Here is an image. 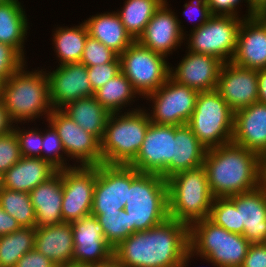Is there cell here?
<instances>
[{"mask_svg": "<svg viewBox=\"0 0 266 267\" xmlns=\"http://www.w3.org/2000/svg\"><path fill=\"white\" fill-rule=\"evenodd\" d=\"M47 125L48 129L45 128V130H43L41 158L48 161L58 171L74 167V163H72V166L69 164L70 160L65 157L66 153L58 132L49 122Z\"/></svg>", "mask_w": 266, "mask_h": 267, "instance_id": "37", "label": "cell"}, {"mask_svg": "<svg viewBox=\"0 0 266 267\" xmlns=\"http://www.w3.org/2000/svg\"><path fill=\"white\" fill-rule=\"evenodd\" d=\"M3 84H4V81L0 78V100L2 97Z\"/></svg>", "mask_w": 266, "mask_h": 267, "instance_id": "55", "label": "cell"}, {"mask_svg": "<svg viewBox=\"0 0 266 267\" xmlns=\"http://www.w3.org/2000/svg\"><path fill=\"white\" fill-rule=\"evenodd\" d=\"M198 91L175 81L171 76L156 91L143 99L150 107H143L152 123L181 126L189 122L195 109ZM152 107V108H151ZM147 108V109H146ZM150 110V111H148Z\"/></svg>", "mask_w": 266, "mask_h": 267, "instance_id": "11", "label": "cell"}, {"mask_svg": "<svg viewBox=\"0 0 266 267\" xmlns=\"http://www.w3.org/2000/svg\"><path fill=\"white\" fill-rule=\"evenodd\" d=\"M21 227L16 221V219L10 214L6 213L4 209L0 206V236L7 235Z\"/></svg>", "mask_w": 266, "mask_h": 267, "instance_id": "48", "label": "cell"}, {"mask_svg": "<svg viewBox=\"0 0 266 267\" xmlns=\"http://www.w3.org/2000/svg\"><path fill=\"white\" fill-rule=\"evenodd\" d=\"M19 142L16 133L0 135V173L4 174L21 158Z\"/></svg>", "mask_w": 266, "mask_h": 267, "instance_id": "41", "label": "cell"}, {"mask_svg": "<svg viewBox=\"0 0 266 267\" xmlns=\"http://www.w3.org/2000/svg\"><path fill=\"white\" fill-rule=\"evenodd\" d=\"M35 227L0 236V267H16L17 261L34 248Z\"/></svg>", "mask_w": 266, "mask_h": 267, "instance_id": "34", "label": "cell"}, {"mask_svg": "<svg viewBox=\"0 0 266 267\" xmlns=\"http://www.w3.org/2000/svg\"><path fill=\"white\" fill-rule=\"evenodd\" d=\"M57 171L54 166L42 158L22 156L3 174L4 188L29 193Z\"/></svg>", "mask_w": 266, "mask_h": 267, "instance_id": "26", "label": "cell"}, {"mask_svg": "<svg viewBox=\"0 0 266 267\" xmlns=\"http://www.w3.org/2000/svg\"><path fill=\"white\" fill-rule=\"evenodd\" d=\"M87 71L92 89L95 92L97 89L101 88L108 80L121 72L120 58L118 57L114 62L87 67Z\"/></svg>", "mask_w": 266, "mask_h": 267, "instance_id": "44", "label": "cell"}, {"mask_svg": "<svg viewBox=\"0 0 266 267\" xmlns=\"http://www.w3.org/2000/svg\"><path fill=\"white\" fill-rule=\"evenodd\" d=\"M209 264H211V266H214V267H219L218 265H215L213 263H209Z\"/></svg>", "mask_w": 266, "mask_h": 267, "instance_id": "57", "label": "cell"}, {"mask_svg": "<svg viewBox=\"0 0 266 267\" xmlns=\"http://www.w3.org/2000/svg\"><path fill=\"white\" fill-rule=\"evenodd\" d=\"M203 167L214 197H230L260 186L261 156L232 142L208 149Z\"/></svg>", "mask_w": 266, "mask_h": 267, "instance_id": "2", "label": "cell"}, {"mask_svg": "<svg viewBox=\"0 0 266 267\" xmlns=\"http://www.w3.org/2000/svg\"><path fill=\"white\" fill-rule=\"evenodd\" d=\"M250 3L257 14L266 15V0H250Z\"/></svg>", "mask_w": 266, "mask_h": 267, "instance_id": "51", "label": "cell"}, {"mask_svg": "<svg viewBox=\"0 0 266 267\" xmlns=\"http://www.w3.org/2000/svg\"><path fill=\"white\" fill-rule=\"evenodd\" d=\"M25 63L27 59L14 47L0 42V78L4 82Z\"/></svg>", "mask_w": 266, "mask_h": 267, "instance_id": "42", "label": "cell"}, {"mask_svg": "<svg viewBox=\"0 0 266 267\" xmlns=\"http://www.w3.org/2000/svg\"><path fill=\"white\" fill-rule=\"evenodd\" d=\"M0 206L16 219L20 227H35V211L29 193L3 188Z\"/></svg>", "mask_w": 266, "mask_h": 267, "instance_id": "35", "label": "cell"}, {"mask_svg": "<svg viewBox=\"0 0 266 267\" xmlns=\"http://www.w3.org/2000/svg\"><path fill=\"white\" fill-rule=\"evenodd\" d=\"M206 151L187 124L175 126L171 176L180 171L203 166Z\"/></svg>", "mask_w": 266, "mask_h": 267, "instance_id": "29", "label": "cell"}, {"mask_svg": "<svg viewBox=\"0 0 266 267\" xmlns=\"http://www.w3.org/2000/svg\"><path fill=\"white\" fill-rule=\"evenodd\" d=\"M190 252L219 267H241L250 242L204 218L189 227Z\"/></svg>", "mask_w": 266, "mask_h": 267, "instance_id": "7", "label": "cell"}, {"mask_svg": "<svg viewBox=\"0 0 266 267\" xmlns=\"http://www.w3.org/2000/svg\"><path fill=\"white\" fill-rule=\"evenodd\" d=\"M23 7L19 0L0 4V42L14 47L25 58V41L31 28Z\"/></svg>", "mask_w": 266, "mask_h": 267, "instance_id": "28", "label": "cell"}, {"mask_svg": "<svg viewBox=\"0 0 266 267\" xmlns=\"http://www.w3.org/2000/svg\"><path fill=\"white\" fill-rule=\"evenodd\" d=\"M119 55L90 35L86 38L80 63L87 67L114 62Z\"/></svg>", "mask_w": 266, "mask_h": 267, "instance_id": "39", "label": "cell"}, {"mask_svg": "<svg viewBox=\"0 0 266 267\" xmlns=\"http://www.w3.org/2000/svg\"><path fill=\"white\" fill-rule=\"evenodd\" d=\"M26 66L4 82L1 101L14 124L33 123L40 117L47 122L53 111L48 76L44 69L29 71Z\"/></svg>", "mask_w": 266, "mask_h": 267, "instance_id": "3", "label": "cell"}, {"mask_svg": "<svg viewBox=\"0 0 266 267\" xmlns=\"http://www.w3.org/2000/svg\"><path fill=\"white\" fill-rule=\"evenodd\" d=\"M34 248L58 267L72 264L74 242L71 223L35 227Z\"/></svg>", "mask_w": 266, "mask_h": 267, "instance_id": "25", "label": "cell"}, {"mask_svg": "<svg viewBox=\"0 0 266 267\" xmlns=\"http://www.w3.org/2000/svg\"><path fill=\"white\" fill-rule=\"evenodd\" d=\"M19 126H22L21 123L20 125L14 124L13 131L17 135L21 156L41 158L43 130L41 131L38 127L24 129L26 127Z\"/></svg>", "mask_w": 266, "mask_h": 267, "instance_id": "40", "label": "cell"}, {"mask_svg": "<svg viewBox=\"0 0 266 267\" xmlns=\"http://www.w3.org/2000/svg\"><path fill=\"white\" fill-rule=\"evenodd\" d=\"M150 124L143 107L130 112L111 113L101 140L102 164L129 165L140 151Z\"/></svg>", "mask_w": 266, "mask_h": 267, "instance_id": "6", "label": "cell"}, {"mask_svg": "<svg viewBox=\"0 0 266 267\" xmlns=\"http://www.w3.org/2000/svg\"><path fill=\"white\" fill-rule=\"evenodd\" d=\"M63 169L29 192L35 211V227H46L63 223Z\"/></svg>", "mask_w": 266, "mask_h": 267, "instance_id": "24", "label": "cell"}, {"mask_svg": "<svg viewBox=\"0 0 266 267\" xmlns=\"http://www.w3.org/2000/svg\"><path fill=\"white\" fill-rule=\"evenodd\" d=\"M187 125L208 150L232 142L234 111L215 90L199 92Z\"/></svg>", "mask_w": 266, "mask_h": 267, "instance_id": "8", "label": "cell"}, {"mask_svg": "<svg viewBox=\"0 0 266 267\" xmlns=\"http://www.w3.org/2000/svg\"><path fill=\"white\" fill-rule=\"evenodd\" d=\"M208 218L229 232L244 233V226H240L239 211L228 197L214 198Z\"/></svg>", "mask_w": 266, "mask_h": 267, "instance_id": "36", "label": "cell"}, {"mask_svg": "<svg viewBox=\"0 0 266 267\" xmlns=\"http://www.w3.org/2000/svg\"><path fill=\"white\" fill-rule=\"evenodd\" d=\"M125 267H187L190 252L189 226L168 218L145 231H137L113 249Z\"/></svg>", "mask_w": 266, "mask_h": 267, "instance_id": "1", "label": "cell"}, {"mask_svg": "<svg viewBox=\"0 0 266 267\" xmlns=\"http://www.w3.org/2000/svg\"><path fill=\"white\" fill-rule=\"evenodd\" d=\"M257 70L223 63L216 90L235 112L258 102Z\"/></svg>", "mask_w": 266, "mask_h": 267, "instance_id": "19", "label": "cell"}, {"mask_svg": "<svg viewBox=\"0 0 266 267\" xmlns=\"http://www.w3.org/2000/svg\"><path fill=\"white\" fill-rule=\"evenodd\" d=\"M241 267H266V243L250 244Z\"/></svg>", "mask_w": 266, "mask_h": 267, "instance_id": "46", "label": "cell"}, {"mask_svg": "<svg viewBox=\"0 0 266 267\" xmlns=\"http://www.w3.org/2000/svg\"><path fill=\"white\" fill-rule=\"evenodd\" d=\"M45 72L48 76L50 101L53 109H62L80 98L94 96L87 66L82 63L57 65Z\"/></svg>", "mask_w": 266, "mask_h": 267, "instance_id": "18", "label": "cell"}, {"mask_svg": "<svg viewBox=\"0 0 266 267\" xmlns=\"http://www.w3.org/2000/svg\"><path fill=\"white\" fill-rule=\"evenodd\" d=\"M47 122L58 132L66 157L71 161L73 159L75 166H98L102 164L101 142L94 135L78 126L61 109H53Z\"/></svg>", "mask_w": 266, "mask_h": 267, "instance_id": "12", "label": "cell"}, {"mask_svg": "<svg viewBox=\"0 0 266 267\" xmlns=\"http://www.w3.org/2000/svg\"><path fill=\"white\" fill-rule=\"evenodd\" d=\"M64 267H91V266H82V265H74V264H70V265H66Z\"/></svg>", "mask_w": 266, "mask_h": 267, "instance_id": "56", "label": "cell"}, {"mask_svg": "<svg viewBox=\"0 0 266 267\" xmlns=\"http://www.w3.org/2000/svg\"><path fill=\"white\" fill-rule=\"evenodd\" d=\"M129 165L97 166L91 215L120 214L128 200Z\"/></svg>", "mask_w": 266, "mask_h": 267, "instance_id": "15", "label": "cell"}, {"mask_svg": "<svg viewBox=\"0 0 266 267\" xmlns=\"http://www.w3.org/2000/svg\"><path fill=\"white\" fill-rule=\"evenodd\" d=\"M6 1H8V0H0V4H1V3H4V2H6Z\"/></svg>", "mask_w": 266, "mask_h": 267, "instance_id": "58", "label": "cell"}, {"mask_svg": "<svg viewBox=\"0 0 266 267\" xmlns=\"http://www.w3.org/2000/svg\"><path fill=\"white\" fill-rule=\"evenodd\" d=\"M166 0H125L123 6L116 10L126 31L137 39L144 33L146 25L154 13Z\"/></svg>", "mask_w": 266, "mask_h": 267, "instance_id": "33", "label": "cell"}, {"mask_svg": "<svg viewBox=\"0 0 266 267\" xmlns=\"http://www.w3.org/2000/svg\"><path fill=\"white\" fill-rule=\"evenodd\" d=\"M61 110L101 142L111 113L94 96L75 100Z\"/></svg>", "mask_w": 266, "mask_h": 267, "instance_id": "30", "label": "cell"}, {"mask_svg": "<svg viewBox=\"0 0 266 267\" xmlns=\"http://www.w3.org/2000/svg\"><path fill=\"white\" fill-rule=\"evenodd\" d=\"M103 228L107 243L114 249L132 233L129 231L128 213L121 210L120 214L93 215Z\"/></svg>", "mask_w": 266, "mask_h": 267, "instance_id": "38", "label": "cell"}, {"mask_svg": "<svg viewBox=\"0 0 266 267\" xmlns=\"http://www.w3.org/2000/svg\"><path fill=\"white\" fill-rule=\"evenodd\" d=\"M208 5L210 8V11L212 15H229V16H234V17H253L258 15L251 7L250 0H207ZM247 3L244 4L246 6V13L245 15L239 14L242 9L241 3ZM240 5V7H239ZM239 8V9H238Z\"/></svg>", "mask_w": 266, "mask_h": 267, "instance_id": "43", "label": "cell"}, {"mask_svg": "<svg viewBox=\"0 0 266 267\" xmlns=\"http://www.w3.org/2000/svg\"><path fill=\"white\" fill-rule=\"evenodd\" d=\"M91 267H125V266L113 256L109 261Z\"/></svg>", "mask_w": 266, "mask_h": 267, "instance_id": "53", "label": "cell"}, {"mask_svg": "<svg viewBox=\"0 0 266 267\" xmlns=\"http://www.w3.org/2000/svg\"><path fill=\"white\" fill-rule=\"evenodd\" d=\"M16 267H58L56 264L33 248L28 253H25L16 264Z\"/></svg>", "mask_w": 266, "mask_h": 267, "instance_id": "47", "label": "cell"}, {"mask_svg": "<svg viewBox=\"0 0 266 267\" xmlns=\"http://www.w3.org/2000/svg\"><path fill=\"white\" fill-rule=\"evenodd\" d=\"M4 188L3 174L0 173V191Z\"/></svg>", "mask_w": 266, "mask_h": 267, "instance_id": "54", "label": "cell"}, {"mask_svg": "<svg viewBox=\"0 0 266 267\" xmlns=\"http://www.w3.org/2000/svg\"><path fill=\"white\" fill-rule=\"evenodd\" d=\"M185 52L177 67H170V76L198 92L215 90L223 62L215 56Z\"/></svg>", "mask_w": 266, "mask_h": 267, "instance_id": "21", "label": "cell"}, {"mask_svg": "<svg viewBox=\"0 0 266 267\" xmlns=\"http://www.w3.org/2000/svg\"><path fill=\"white\" fill-rule=\"evenodd\" d=\"M260 186L266 190V153L261 155Z\"/></svg>", "mask_w": 266, "mask_h": 267, "instance_id": "52", "label": "cell"}, {"mask_svg": "<svg viewBox=\"0 0 266 267\" xmlns=\"http://www.w3.org/2000/svg\"><path fill=\"white\" fill-rule=\"evenodd\" d=\"M129 231H145L169 218L167 180L159 174L140 173L130 167V188L124 206Z\"/></svg>", "mask_w": 266, "mask_h": 267, "instance_id": "4", "label": "cell"}, {"mask_svg": "<svg viewBox=\"0 0 266 267\" xmlns=\"http://www.w3.org/2000/svg\"><path fill=\"white\" fill-rule=\"evenodd\" d=\"M167 0L154 13L137 41L146 48L168 58L184 43L186 30ZM170 7V8H169Z\"/></svg>", "mask_w": 266, "mask_h": 267, "instance_id": "16", "label": "cell"}, {"mask_svg": "<svg viewBox=\"0 0 266 267\" xmlns=\"http://www.w3.org/2000/svg\"><path fill=\"white\" fill-rule=\"evenodd\" d=\"M175 126L152 123L145 134L140 151L129 164L140 173L159 174L164 179L171 176Z\"/></svg>", "mask_w": 266, "mask_h": 267, "instance_id": "14", "label": "cell"}, {"mask_svg": "<svg viewBox=\"0 0 266 267\" xmlns=\"http://www.w3.org/2000/svg\"><path fill=\"white\" fill-rule=\"evenodd\" d=\"M52 44L58 65L80 63L89 35L85 22L73 27L56 26L52 30Z\"/></svg>", "mask_w": 266, "mask_h": 267, "instance_id": "31", "label": "cell"}, {"mask_svg": "<svg viewBox=\"0 0 266 267\" xmlns=\"http://www.w3.org/2000/svg\"><path fill=\"white\" fill-rule=\"evenodd\" d=\"M239 211L243 236L252 243H266V190L257 189L228 197Z\"/></svg>", "mask_w": 266, "mask_h": 267, "instance_id": "23", "label": "cell"}, {"mask_svg": "<svg viewBox=\"0 0 266 267\" xmlns=\"http://www.w3.org/2000/svg\"><path fill=\"white\" fill-rule=\"evenodd\" d=\"M74 251L72 264L94 266L109 261L113 248L107 243L98 219L93 215L71 222Z\"/></svg>", "mask_w": 266, "mask_h": 267, "instance_id": "17", "label": "cell"}, {"mask_svg": "<svg viewBox=\"0 0 266 267\" xmlns=\"http://www.w3.org/2000/svg\"><path fill=\"white\" fill-rule=\"evenodd\" d=\"M167 180L169 218L191 226L208 218L214 196L203 166L177 172Z\"/></svg>", "mask_w": 266, "mask_h": 267, "instance_id": "5", "label": "cell"}, {"mask_svg": "<svg viewBox=\"0 0 266 267\" xmlns=\"http://www.w3.org/2000/svg\"><path fill=\"white\" fill-rule=\"evenodd\" d=\"M183 6L184 11L182 14L187 16L189 19L191 18L190 21H194V24H192L193 27L190 30L199 28L212 16L207 0H190Z\"/></svg>", "mask_w": 266, "mask_h": 267, "instance_id": "45", "label": "cell"}, {"mask_svg": "<svg viewBox=\"0 0 266 267\" xmlns=\"http://www.w3.org/2000/svg\"><path fill=\"white\" fill-rule=\"evenodd\" d=\"M84 22L92 38L97 39L118 55L135 41L126 31L116 11L90 15Z\"/></svg>", "mask_w": 266, "mask_h": 267, "instance_id": "27", "label": "cell"}, {"mask_svg": "<svg viewBox=\"0 0 266 267\" xmlns=\"http://www.w3.org/2000/svg\"><path fill=\"white\" fill-rule=\"evenodd\" d=\"M243 18L212 15L199 28L186 31L190 32L184 34L186 50L215 56L223 63L230 62L236 50L238 30Z\"/></svg>", "mask_w": 266, "mask_h": 267, "instance_id": "9", "label": "cell"}, {"mask_svg": "<svg viewBox=\"0 0 266 267\" xmlns=\"http://www.w3.org/2000/svg\"><path fill=\"white\" fill-rule=\"evenodd\" d=\"M231 62L253 70L266 68V15L243 18Z\"/></svg>", "mask_w": 266, "mask_h": 267, "instance_id": "20", "label": "cell"}, {"mask_svg": "<svg viewBox=\"0 0 266 267\" xmlns=\"http://www.w3.org/2000/svg\"><path fill=\"white\" fill-rule=\"evenodd\" d=\"M119 58L121 72L141 98L159 89L170 77L168 59L143 47L138 41H134Z\"/></svg>", "mask_w": 266, "mask_h": 267, "instance_id": "10", "label": "cell"}, {"mask_svg": "<svg viewBox=\"0 0 266 267\" xmlns=\"http://www.w3.org/2000/svg\"><path fill=\"white\" fill-rule=\"evenodd\" d=\"M14 123L8 116L7 110L0 100V135H4L13 130Z\"/></svg>", "mask_w": 266, "mask_h": 267, "instance_id": "49", "label": "cell"}, {"mask_svg": "<svg viewBox=\"0 0 266 267\" xmlns=\"http://www.w3.org/2000/svg\"><path fill=\"white\" fill-rule=\"evenodd\" d=\"M97 166H74L63 169V222L71 223L91 215Z\"/></svg>", "mask_w": 266, "mask_h": 267, "instance_id": "13", "label": "cell"}, {"mask_svg": "<svg viewBox=\"0 0 266 267\" xmlns=\"http://www.w3.org/2000/svg\"><path fill=\"white\" fill-rule=\"evenodd\" d=\"M258 102L266 104V68L257 70Z\"/></svg>", "mask_w": 266, "mask_h": 267, "instance_id": "50", "label": "cell"}, {"mask_svg": "<svg viewBox=\"0 0 266 267\" xmlns=\"http://www.w3.org/2000/svg\"><path fill=\"white\" fill-rule=\"evenodd\" d=\"M138 96L141 97L122 72L108 80L94 92V97L110 113L130 112L141 109L139 105L138 108H128L129 110L126 108L127 106L132 107L131 105H133V102L135 103L136 97L139 98Z\"/></svg>", "mask_w": 266, "mask_h": 267, "instance_id": "32", "label": "cell"}, {"mask_svg": "<svg viewBox=\"0 0 266 267\" xmlns=\"http://www.w3.org/2000/svg\"><path fill=\"white\" fill-rule=\"evenodd\" d=\"M232 143L260 156L266 153V104L255 102L234 112Z\"/></svg>", "mask_w": 266, "mask_h": 267, "instance_id": "22", "label": "cell"}]
</instances>
